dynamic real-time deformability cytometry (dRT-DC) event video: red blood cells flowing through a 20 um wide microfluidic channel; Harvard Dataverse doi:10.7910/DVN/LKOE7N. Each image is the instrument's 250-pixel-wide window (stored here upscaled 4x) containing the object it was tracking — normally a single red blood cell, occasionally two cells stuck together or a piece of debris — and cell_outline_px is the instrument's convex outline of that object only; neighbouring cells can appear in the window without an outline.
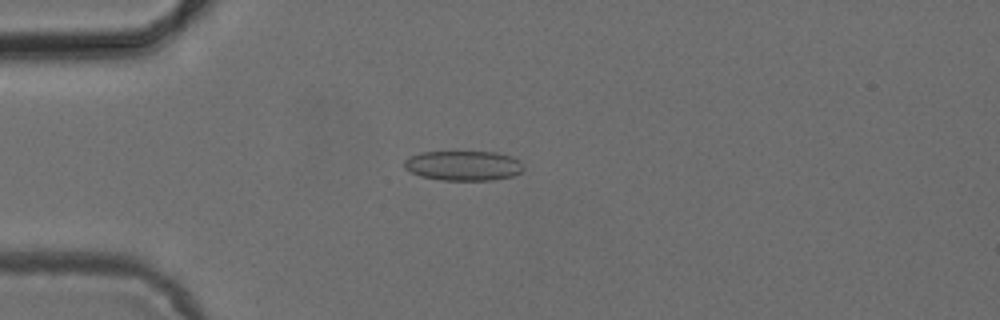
{"species": "common noctule bat (a hibernating species)", "species_latin": "Nyctalus noctula", "temperature_condition": "cold", "stored_images_in_passage": 53, "camera_frame_rate_fps": 3000, "um_per_image_px": 0.085, "animal": {"sex": "female", "body_mass_g": 24.6, "forearm_length_mm": 56.2}, "frame": {"image": 1, "passage_image": 14, "time_ms": 4.333, "image_size_px": [1000, 320], "cell_outline_px": [[524, 168], [520, 172], [512, 176], [492, 180], [440, 180], [420, 176], [404, 168], [404, 160], [408, 156], [420, 152], [496, 152], [512, 156], [520, 160]], "centroid_in_image_um": [39.38, 14.07], "position_along_channel_um": 45.6, "area_um2": 20.87}}
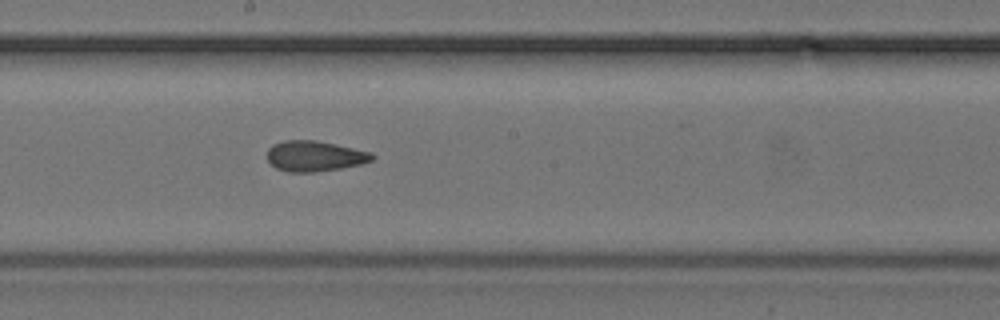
{"frame": {"image": 2, "passage_image": 29, "time_ms": 9.333, "image_size_px": [1000, 320], "cell_outline_px": [[376, 156], [372, 160], [360, 164], [340, 168], [312, 172], [288, 172], [276, 168], [268, 160], [268, 148], [272, 144], [284, 140], [316, 140], [336, 144], [372, 152]], "centroid_in_image_um": [26.75, 13.25], "position_along_channel_um": 221.5, "area_um2": 18.67}}
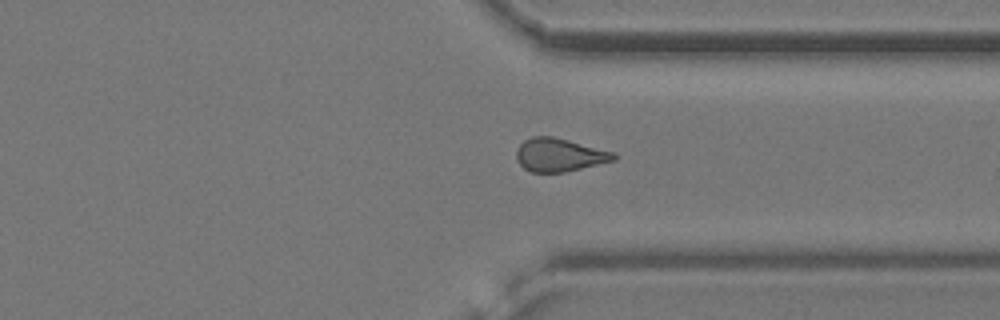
{"frame": {"image": 3, "passage_image": 40, "time_ms": 13.0, "image_size_px": [1000, 320], "cell_outline_px": [[616, 160], [564, 172], [532, 172], [524, 168], [516, 160], [516, 148], [524, 140], [532, 136], [552, 136], [616, 152]], "centroid_in_image_um": [47.54, 13.16], "position_along_channel_um": 363.9, "area_um2": 18.9}, "authors_computed_cell_mechanics": {"area_um2": 19.363, "velocity_mm_per_s": 3.8945, "shape_relaxation_time_tau1_ms": 8.4699, "shape_relaxation_time_tau2_ms": 2.5491, "deformation_change_tau1": 0.1393, "deformation_change_tau2": 0.0934}}